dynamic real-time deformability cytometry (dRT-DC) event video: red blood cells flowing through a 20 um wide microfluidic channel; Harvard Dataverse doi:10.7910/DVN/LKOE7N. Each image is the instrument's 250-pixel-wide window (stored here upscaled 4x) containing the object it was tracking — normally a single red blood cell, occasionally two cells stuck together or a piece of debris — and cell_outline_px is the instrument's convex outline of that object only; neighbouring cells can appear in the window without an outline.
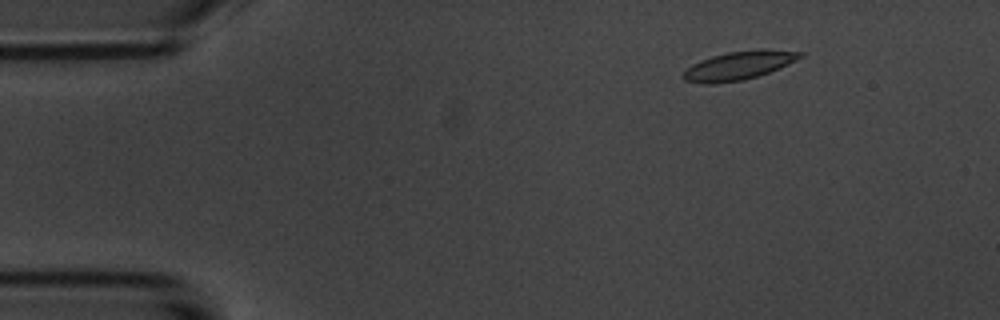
{"species": "common noctule bat (a hibernating species)", "species_latin": "Nyctalus noctula", "temperature_condition": "room temperature", "stored_images_in_passage": 3, "camera_frame_rate_fps": 3000, "um_per_image_px": 0.085, "animal": {"sex": "male", "body_mass_g": 20.1, "forearm_length_mm": 53.5}, "frame": {"image": 1, "passage_image": 3, "time_ms": 2.333, "image_size_px": [1000, 320], "cell_outline_px": [[804, 56], [788, 64], [768, 72], [744, 80], [712, 84], [704, 84], [684, 80], [680, 76], [692, 64], [700, 60], [712, 56], [728, 52], [760, 48], [804, 52]], "centroid_in_image_um": [62.79, 5.56], "position_along_channel_um": 22.2, "area_um2": 19.48}}